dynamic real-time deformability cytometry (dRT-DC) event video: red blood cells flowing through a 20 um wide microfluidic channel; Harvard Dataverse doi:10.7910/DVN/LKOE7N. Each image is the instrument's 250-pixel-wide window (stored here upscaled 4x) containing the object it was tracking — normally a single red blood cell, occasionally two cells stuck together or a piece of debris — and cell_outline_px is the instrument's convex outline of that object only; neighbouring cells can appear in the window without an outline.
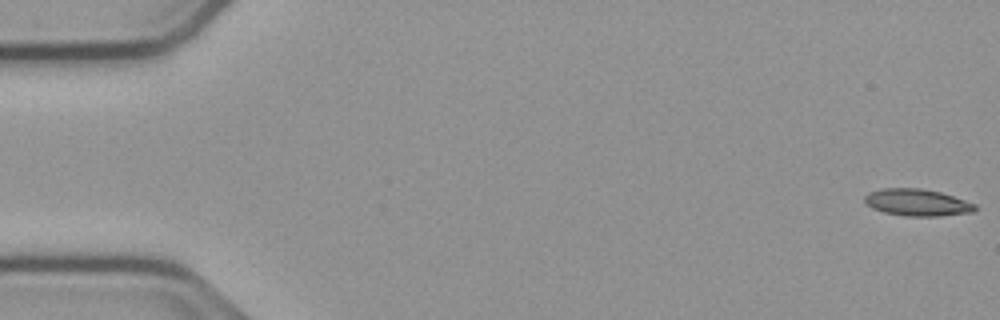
{"species": "common noctule bat (a hibernating species)", "species_latin": "Nyctalus noctula", "temperature_condition": "cold", "stored_images_in_passage": 54, "camera_frame_rate_fps": 3000, "um_per_image_px": 0.085, "animal": {"sex": "male", "body_mass_g": 23.1, "forearm_length_mm": 52.7}, "frame": {"image": 1, "passage_image": 1, "time_ms": 0.0, "image_size_px": [1000, 320], "cell_outline_px": [[976, 208], [972, 212], [940, 216], [904, 216], [884, 212], [872, 208], [864, 204], [864, 196], [868, 192], [884, 188], [920, 188], [940, 192], [976, 204]], "centroid_in_image_um": [77.91, 17.21], "position_along_channel_um": 7.1, "area_um2": 17.34}}
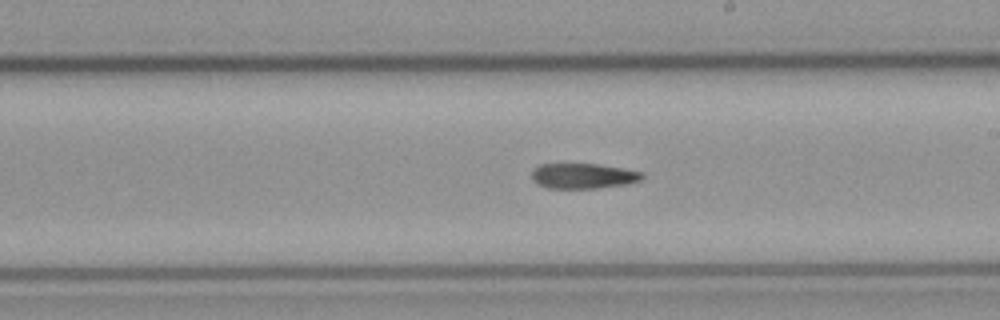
{"frame": {"image": 2, "passage_image": 31, "time_ms": 10.0, "image_size_px": [1000, 320], "cell_outline_px": [[644, 176], [640, 180], [628, 184], [596, 188], [548, 188], [536, 184], [532, 180], [532, 168], [540, 164], [600, 164], [624, 168], [644, 172]], "centroid_in_image_um": [49.57, 14.95], "position_along_channel_um": 239.4, "area_um2": 16.47}}
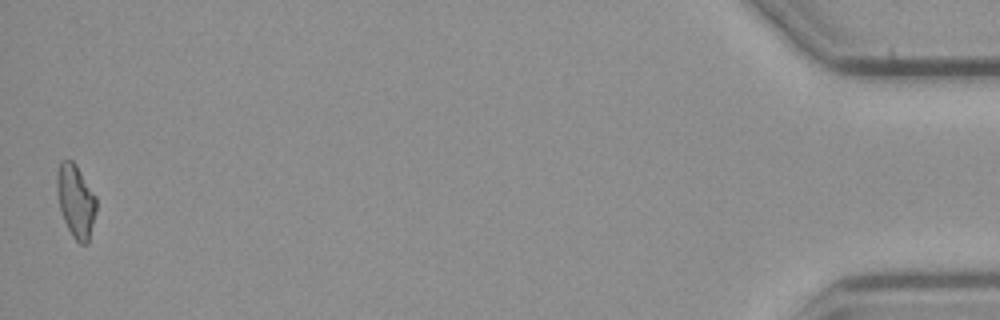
{"frame": {"image": 3, "passage_image": 54, "time_ms": 17.667, "image_size_px": [1000, 320], "cell_outline_px": [[96, 208], [88, 244], [80, 244], [72, 236], [64, 220], [60, 208], [56, 188], [56, 172], [60, 160], [72, 160], [76, 164], [96, 196]], "centroid_in_image_um": [6.43, 17.05], "position_along_channel_um": 428.8, "area_um2": 16.76}}